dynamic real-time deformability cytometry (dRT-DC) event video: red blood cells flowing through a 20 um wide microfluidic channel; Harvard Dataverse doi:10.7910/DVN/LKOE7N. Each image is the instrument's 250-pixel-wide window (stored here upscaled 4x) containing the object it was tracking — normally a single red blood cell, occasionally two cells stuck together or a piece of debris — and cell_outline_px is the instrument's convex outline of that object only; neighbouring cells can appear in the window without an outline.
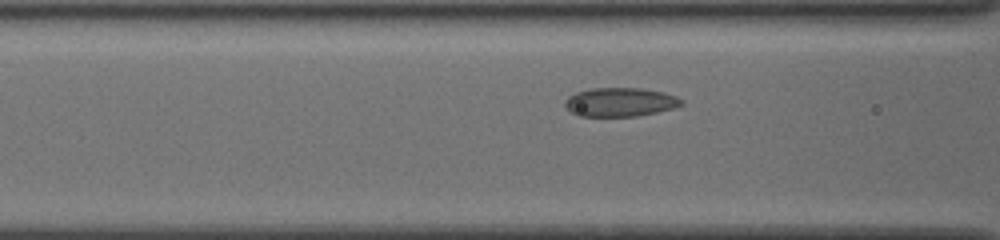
{"species": "common noctule bat (a hibernating species)", "species_latin": "Nyctalus noctula", "temperature_condition": "cold", "stored_images_in_passage": 29, "camera_frame_rate_fps": 3000, "um_per_image_px": 0.085, "animal": {"sex": "female", "body_mass_g": 19.5, "forearm_length_mm": 54.1}, "frame": {"image": 1, "passage_image": 7, "time_ms": 2.0, "image_size_px": [1000, 240], "cell_outline_px": [[684, 104], [672, 108], [656, 112], [636, 116], [580, 116], [572, 112], [564, 104], [564, 100], [568, 96], [576, 92], [592, 88], [640, 88], [664, 92], [676, 96], [684, 100]], "centroid_in_image_um": [52.72, 8.67], "position_along_channel_um": 113.9, "area_um2": 19.54}}
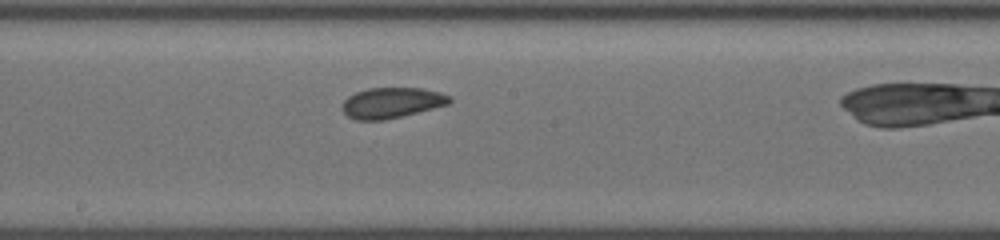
{"frame": {"image": 2, "passage_image": 15, "time_ms": 4.667, "image_size_px": [1000, 240], "cell_outline_px": [[452, 104], [384, 120], [356, 120], [348, 116], [340, 108], [344, 100], [348, 96], [356, 92], [368, 88], [420, 88], [440, 92], [452, 96]], "centroid_in_image_um": [33.32, 8.73], "position_along_channel_um": 214.9, "area_um2": 19.31}}
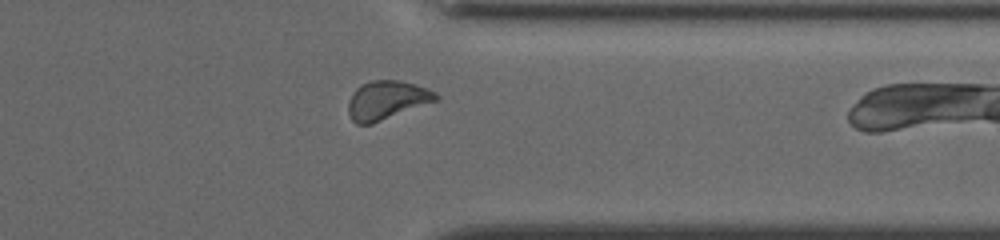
{"frame": {"image": 3, "passage_image": 28, "time_ms": 9.0, "image_size_px": [1000, 240], "cell_outline_px": [[440, 100], [372, 124], [356, 124], [352, 120], [348, 112], [348, 104], [352, 92], [356, 88], [372, 80], [400, 80], [416, 84], [428, 88], [436, 92], [440, 96]], "centroid_in_image_um": [32.92, 8.51], "position_along_channel_um": 378.5, "area_um2": 20.06}}